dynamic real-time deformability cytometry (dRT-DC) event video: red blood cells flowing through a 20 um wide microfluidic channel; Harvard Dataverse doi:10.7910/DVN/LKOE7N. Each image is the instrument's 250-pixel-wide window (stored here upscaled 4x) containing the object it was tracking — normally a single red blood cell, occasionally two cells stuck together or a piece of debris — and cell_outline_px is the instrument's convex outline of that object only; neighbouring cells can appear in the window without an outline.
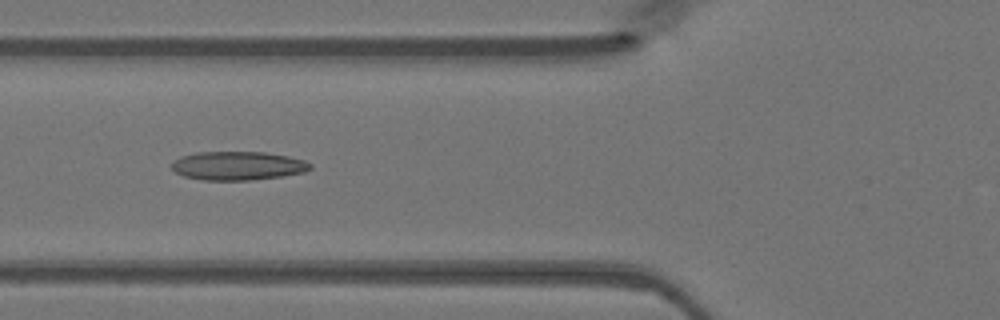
{"species": "Egyptian fruit bat (a non-hibernating species)", "species_latin": "Rousettus aegyptiacus", "temperature_condition": "warm", "stored_images_in_passage": 36, "camera_frame_rate_fps": 3000, "um_per_image_px": 0.085, "animal": {"sex": "female"}, "frame": {"image": 1, "passage_image": 6, "time_ms": 1.667, "image_size_px": [1000, 320], "cell_outline_px": [[312, 168], [304, 172], [280, 176], [252, 180], [204, 180], [184, 176], [176, 172], [172, 168], [172, 164], [180, 156], [196, 152], [264, 152], [288, 156], [304, 160], [312, 164]], "centroid_in_image_um": [20.23, 14.08], "position_along_channel_um": 105.6, "area_um2": 23.06}}
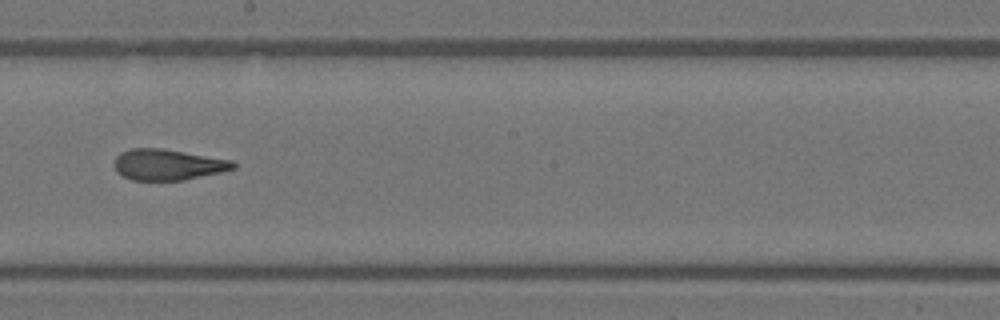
{"frame": {"image": 2, "passage_image": 15, "time_ms": 4.667, "image_size_px": [1000, 320], "cell_outline_px": [[236, 168], [220, 172], [184, 180], [132, 180], [116, 172], [116, 156], [120, 152], [132, 148], [164, 148], [232, 160], [236, 164]], "centroid_in_image_um": [14.28, 13.98], "position_along_channel_um": 233.9, "area_um2": 21.39}}
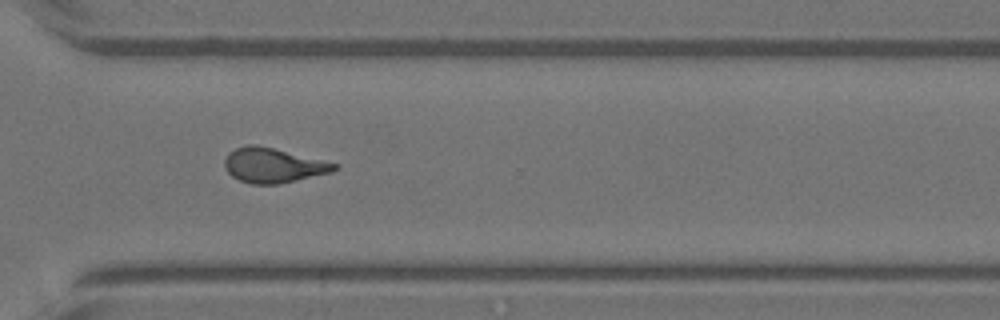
{"frame": {"image": 3, "passage_image": 23, "time_ms": 7.333, "image_size_px": [1000, 320], "cell_outline_px": [[340, 164], [332, 172], [280, 184], [252, 184], [240, 180], [232, 176], [224, 168], [224, 160], [228, 152], [236, 148], [248, 144], [256, 144]], "centroid_in_image_um": [23.2, 14.05], "position_along_channel_um": 347.4, "area_um2": 22.2}}